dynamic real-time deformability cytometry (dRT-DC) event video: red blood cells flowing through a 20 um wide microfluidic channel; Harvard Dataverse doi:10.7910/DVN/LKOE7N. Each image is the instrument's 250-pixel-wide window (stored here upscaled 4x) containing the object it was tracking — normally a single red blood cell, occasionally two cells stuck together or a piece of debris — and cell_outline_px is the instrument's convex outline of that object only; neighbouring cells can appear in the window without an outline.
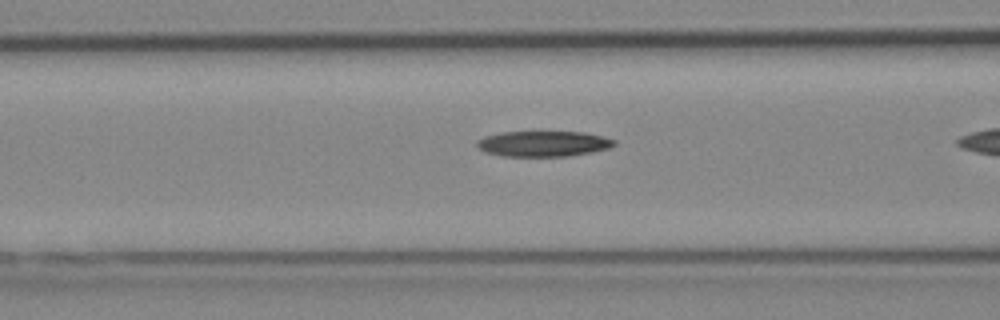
{"species": "Egyptian fruit bat (a non-hibernating species)", "species_latin": "Rousettus aegyptiacus", "temperature_condition": "cold", "stored_images_in_passage": 20, "camera_frame_rate_fps": 3000, "um_per_image_px": 0.085, "animal": {"sex": "female"}, "frame": {"image": 1, "passage_image": 6, "time_ms": 1.667, "image_size_px": [1000, 320], "cell_outline_px": [[616, 144], [608, 148], [592, 152], [568, 156], [504, 156], [484, 152], [476, 144], [476, 140], [484, 136], [500, 132], [584, 132], [616, 140]], "centroid_in_image_um": [46.15, 12.21], "position_along_channel_um": 120.4, "area_um2": 20.4}}
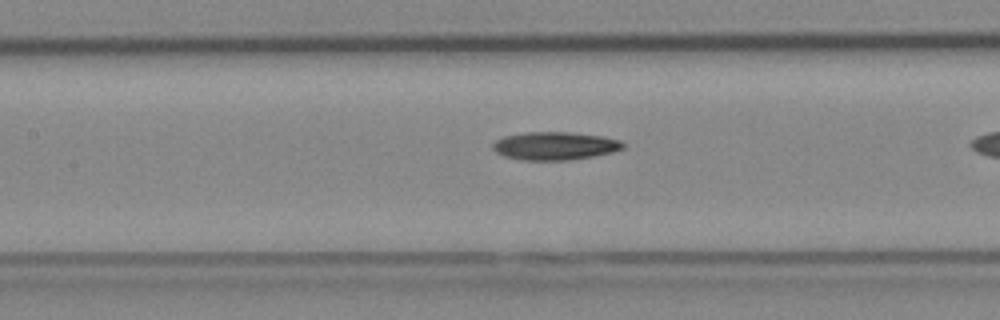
{"frame": {"image": 2, "passage_image": 9, "time_ms": 2.667, "image_size_px": [1000, 320], "cell_outline_px": [[624, 148], [612, 152], [592, 156], [568, 160], [524, 160], [504, 156], [496, 152], [492, 148], [492, 144], [496, 140], [504, 136], [524, 132], [568, 132], [604, 136], [620, 140], [624, 144]], "centroid_in_image_um": [47.15, 12.39], "position_along_channel_um": 160.2, "area_um2": 21.27}}